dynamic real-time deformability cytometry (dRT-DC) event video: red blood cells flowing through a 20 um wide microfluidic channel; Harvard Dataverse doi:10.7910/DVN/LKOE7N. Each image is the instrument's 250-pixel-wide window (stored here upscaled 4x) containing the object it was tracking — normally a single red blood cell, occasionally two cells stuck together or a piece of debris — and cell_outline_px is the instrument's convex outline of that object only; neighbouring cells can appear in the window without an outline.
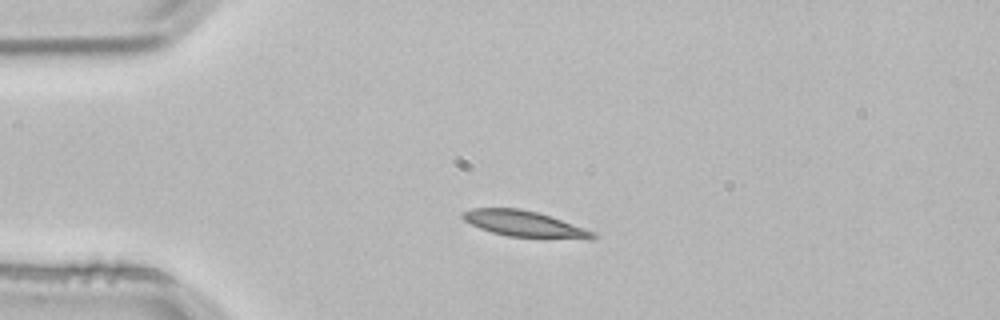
{"species": "common noctule bat (a hibernating species)", "species_latin": "Nyctalus noctula", "temperature_condition": "room temperature", "stored_images_in_passage": 1, "camera_frame_rate_fps": 3000, "um_per_image_px": 0.085, "animal": {"sex": "male", "body_mass_g": 21.5, "forearm_length_mm": 52.0}, "frame": {"image": 1, "passage_image": 1, "time_ms": 0.0, "image_size_px": [1000, 320], "cell_outline_px": [[596, 236], [592, 240], [588, 240], [508, 236], [492, 232], [480, 228], [464, 220], [460, 216], [460, 212], [472, 208], [520, 208], [540, 212], [596, 232]], "centroid_in_image_um": [44.61, 19.03], "position_along_channel_um": 40.4, "area_um2": 20.06}}